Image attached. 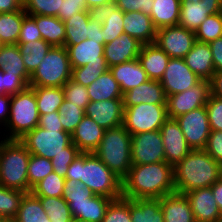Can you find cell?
Instances as JSON below:
<instances>
[{"label": "cell", "instance_id": "6da1fadb", "mask_svg": "<svg viewBox=\"0 0 222 222\" xmlns=\"http://www.w3.org/2000/svg\"><path fill=\"white\" fill-rule=\"evenodd\" d=\"M176 192L173 166L165 161L132 165L122 180V197L128 199H160Z\"/></svg>", "mask_w": 222, "mask_h": 222}, {"label": "cell", "instance_id": "7a4b0ae2", "mask_svg": "<svg viewBox=\"0 0 222 222\" xmlns=\"http://www.w3.org/2000/svg\"><path fill=\"white\" fill-rule=\"evenodd\" d=\"M65 179L82 182L95 195L114 200L122 197V180L94 153H80L68 166Z\"/></svg>", "mask_w": 222, "mask_h": 222}, {"label": "cell", "instance_id": "3957f363", "mask_svg": "<svg viewBox=\"0 0 222 222\" xmlns=\"http://www.w3.org/2000/svg\"><path fill=\"white\" fill-rule=\"evenodd\" d=\"M219 171L220 164L205 150H192L173 167L175 190L185 194L210 187L219 180Z\"/></svg>", "mask_w": 222, "mask_h": 222}, {"label": "cell", "instance_id": "277c9868", "mask_svg": "<svg viewBox=\"0 0 222 222\" xmlns=\"http://www.w3.org/2000/svg\"><path fill=\"white\" fill-rule=\"evenodd\" d=\"M31 153L19 140L0 141V184L30 193L28 163Z\"/></svg>", "mask_w": 222, "mask_h": 222}, {"label": "cell", "instance_id": "5b68a950", "mask_svg": "<svg viewBox=\"0 0 222 222\" xmlns=\"http://www.w3.org/2000/svg\"><path fill=\"white\" fill-rule=\"evenodd\" d=\"M94 154L123 180L132 167L131 134L123 125L105 130Z\"/></svg>", "mask_w": 222, "mask_h": 222}, {"label": "cell", "instance_id": "8992f818", "mask_svg": "<svg viewBox=\"0 0 222 222\" xmlns=\"http://www.w3.org/2000/svg\"><path fill=\"white\" fill-rule=\"evenodd\" d=\"M39 117L35 93L31 87L11 95L9 118L3 127L5 130L2 139L19 140L38 126Z\"/></svg>", "mask_w": 222, "mask_h": 222}, {"label": "cell", "instance_id": "52a82bcc", "mask_svg": "<svg viewBox=\"0 0 222 222\" xmlns=\"http://www.w3.org/2000/svg\"><path fill=\"white\" fill-rule=\"evenodd\" d=\"M72 78L67 49L52 46L36 71L31 75L29 87H63Z\"/></svg>", "mask_w": 222, "mask_h": 222}, {"label": "cell", "instance_id": "ba28073f", "mask_svg": "<svg viewBox=\"0 0 222 222\" xmlns=\"http://www.w3.org/2000/svg\"><path fill=\"white\" fill-rule=\"evenodd\" d=\"M19 141L32 155L52 159L60 154H68V146L72 143V137L64 130H46L36 126Z\"/></svg>", "mask_w": 222, "mask_h": 222}, {"label": "cell", "instance_id": "9c48e42d", "mask_svg": "<svg viewBox=\"0 0 222 222\" xmlns=\"http://www.w3.org/2000/svg\"><path fill=\"white\" fill-rule=\"evenodd\" d=\"M124 108L123 126L131 135L160 130L169 118L166 104L141 103Z\"/></svg>", "mask_w": 222, "mask_h": 222}, {"label": "cell", "instance_id": "30bf717a", "mask_svg": "<svg viewBox=\"0 0 222 222\" xmlns=\"http://www.w3.org/2000/svg\"><path fill=\"white\" fill-rule=\"evenodd\" d=\"M175 120L189 147L192 150H204L211 132L206 106L187 112Z\"/></svg>", "mask_w": 222, "mask_h": 222}, {"label": "cell", "instance_id": "8fae6325", "mask_svg": "<svg viewBox=\"0 0 222 222\" xmlns=\"http://www.w3.org/2000/svg\"><path fill=\"white\" fill-rule=\"evenodd\" d=\"M211 94V81L201 80L190 89L167 96L166 107L169 118L175 119L187 112L205 106Z\"/></svg>", "mask_w": 222, "mask_h": 222}, {"label": "cell", "instance_id": "7c38bea8", "mask_svg": "<svg viewBox=\"0 0 222 222\" xmlns=\"http://www.w3.org/2000/svg\"><path fill=\"white\" fill-rule=\"evenodd\" d=\"M132 165L165 161V152L160 130L131 135Z\"/></svg>", "mask_w": 222, "mask_h": 222}, {"label": "cell", "instance_id": "4fadbf2b", "mask_svg": "<svg viewBox=\"0 0 222 222\" xmlns=\"http://www.w3.org/2000/svg\"><path fill=\"white\" fill-rule=\"evenodd\" d=\"M195 41L194 31L175 25L158 29L155 44L170 58H184Z\"/></svg>", "mask_w": 222, "mask_h": 222}, {"label": "cell", "instance_id": "5bb4252c", "mask_svg": "<svg viewBox=\"0 0 222 222\" xmlns=\"http://www.w3.org/2000/svg\"><path fill=\"white\" fill-rule=\"evenodd\" d=\"M200 81L201 79L186 65L184 58H170L159 82L167 97L184 92Z\"/></svg>", "mask_w": 222, "mask_h": 222}, {"label": "cell", "instance_id": "9a60e30c", "mask_svg": "<svg viewBox=\"0 0 222 222\" xmlns=\"http://www.w3.org/2000/svg\"><path fill=\"white\" fill-rule=\"evenodd\" d=\"M91 20L102 24L104 45L112 42L124 33V12L114 1L88 9Z\"/></svg>", "mask_w": 222, "mask_h": 222}, {"label": "cell", "instance_id": "2e32d148", "mask_svg": "<svg viewBox=\"0 0 222 222\" xmlns=\"http://www.w3.org/2000/svg\"><path fill=\"white\" fill-rule=\"evenodd\" d=\"M160 134L164 146L165 162L173 167L192 151L175 119L168 118L161 126Z\"/></svg>", "mask_w": 222, "mask_h": 222}, {"label": "cell", "instance_id": "e0dca14e", "mask_svg": "<svg viewBox=\"0 0 222 222\" xmlns=\"http://www.w3.org/2000/svg\"><path fill=\"white\" fill-rule=\"evenodd\" d=\"M123 99L89 102L85 115L93 119L105 130L123 125L124 118Z\"/></svg>", "mask_w": 222, "mask_h": 222}, {"label": "cell", "instance_id": "ac0fdd59", "mask_svg": "<svg viewBox=\"0 0 222 222\" xmlns=\"http://www.w3.org/2000/svg\"><path fill=\"white\" fill-rule=\"evenodd\" d=\"M196 222H221L222 213L213 196L211 186L185 193Z\"/></svg>", "mask_w": 222, "mask_h": 222}, {"label": "cell", "instance_id": "d6986e66", "mask_svg": "<svg viewBox=\"0 0 222 222\" xmlns=\"http://www.w3.org/2000/svg\"><path fill=\"white\" fill-rule=\"evenodd\" d=\"M142 45V43L127 33H122L121 36L112 42L105 44L104 58L108 68L138 59Z\"/></svg>", "mask_w": 222, "mask_h": 222}, {"label": "cell", "instance_id": "ffe728a7", "mask_svg": "<svg viewBox=\"0 0 222 222\" xmlns=\"http://www.w3.org/2000/svg\"><path fill=\"white\" fill-rule=\"evenodd\" d=\"M186 65L201 80L211 81L215 74L213 56L208 43L195 41L192 49L184 57Z\"/></svg>", "mask_w": 222, "mask_h": 222}, {"label": "cell", "instance_id": "44dd1931", "mask_svg": "<svg viewBox=\"0 0 222 222\" xmlns=\"http://www.w3.org/2000/svg\"><path fill=\"white\" fill-rule=\"evenodd\" d=\"M105 129L93 119L84 115L81 122L71 134L72 143L81 153H94L103 138Z\"/></svg>", "mask_w": 222, "mask_h": 222}, {"label": "cell", "instance_id": "7402d4cb", "mask_svg": "<svg viewBox=\"0 0 222 222\" xmlns=\"http://www.w3.org/2000/svg\"><path fill=\"white\" fill-rule=\"evenodd\" d=\"M124 107L136 106L141 103L166 104L167 97L159 81L151 80L142 83L123 93Z\"/></svg>", "mask_w": 222, "mask_h": 222}, {"label": "cell", "instance_id": "603a6c76", "mask_svg": "<svg viewBox=\"0 0 222 222\" xmlns=\"http://www.w3.org/2000/svg\"><path fill=\"white\" fill-rule=\"evenodd\" d=\"M67 49L71 68H78L89 63H106L104 44L99 40L85 39L77 45L64 46Z\"/></svg>", "mask_w": 222, "mask_h": 222}, {"label": "cell", "instance_id": "cb8c5ba5", "mask_svg": "<svg viewBox=\"0 0 222 222\" xmlns=\"http://www.w3.org/2000/svg\"><path fill=\"white\" fill-rule=\"evenodd\" d=\"M124 33L137 39L140 43H155L157 29L153 25L150 15L143 12L124 13Z\"/></svg>", "mask_w": 222, "mask_h": 222}, {"label": "cell", "instance_id": "d4e9b609", "mask_svg": "<svg viewBox=\"0 0 222 222\" xmlns=\"http://www.w3.org/2000/svg\"><path fill=\"white\" fill-rule=\"evenodd\" d=\"M164 222H196L185 194L173 192L160 198Z\"/></svg>", "mask_w": 222, "mask_h": 222}, {"label": "cell", "instance_id": "484cf974", "mask_svg": "<svg viewBox=\"0 0 222 222\" xmlns=\"http://www.w3.org/2000/svg\"><path fill=\"white\" fill-rule=\"evenodd\" d=\"M169 59L170 57L155 43L142 45L138 55L148 78L155 81L161 80Z\"/></svg>", "mask_w": 222, "mask_h": 222}, {"label": "cell", "instance_id": "4316f807", "mask_svg": "<svg viewBox=\"0 0 222 222\" xmlns=\"http://www.w3.org/2000/svg\"><path fill=\"white\" fill-rule=\"evenodd\" d=\"M113 78L118 82L122 93L139 87L149 80L138 59L117 64L109 68Z\"/></svg>", "mask_w": 222, "mask_h": 222}, {"label": "cell", "instance_id": "83f0119b", "mask_svg": "<svg viewBox=\"0 0 222 222\" xmlns=\"http://www.w3.org/2000/svg\"><path fill=\"white\" fill-rule=\"evenodd\" d=\"M114 199L95 195L89 201L81 203H68L73 219L102 222L109 204Z\"/></svg>", "mask_w": 222, "mask_h": 222}, {"label": "cell", "instance_id": "f1b7e54d", "mask_svg": "<svg viewBox=\"0 0 222 222\" xmlns=\"http://www.w3.org/2000/svg\"><path fill=\"white\" fill-rule=\"evenodd\" d=\"M180 8L181 0H154L150 17L155 28L178 25Z\"/></svg>", "mask_w": 222, "mask_h": 222}, {"label": "cell", "instance_id": "f546056e", "mask_svg": "<svg viewBox=\"0 0 222 222\" xmlns=\"http://www.w3.org/2000/svg\"><path fill=\"white\" fill-rule=\"evenodd\" d=\"M87 92L91 102L122 99L123 97L120 86L109 69L87 87Z\"/></svg>", "mask_w": 222, "mask_h": 222}, {"label": "cell", "instance_id": "4dcf8cb0", "mask_svg": "<svg viewBox=\"0 0 222 222\" xmlns=\"http://www.w3.org/2000/svg\"><path fill=\"white\" fill-rule=\"evenodd\" d=\"M39 29L42 40L52 46H64L66 29L64 22L58 17L33 15L31 16Z\"/></svg>", "mask_w": 222, "mask_h": 222}, {"label": "cell", "instance_id": "1f68e13d", "mask_svg": "<svg viewBox=\"0 0 222 222\" xmlns=\"http://www.w3.org/2000/svg\"><path fill=\"white\" fill-rule=\"evenodd\" d=\"M132 222H164L160 199H130Z\"/></svg>", "mask_w": 222, "mask_h": 222}, {"label": "cell", "instance_id": "d6a6232c", "mask_svg": "<svg viewBox=\"0 0 222 222\" xmlns=\"http://www.w3.org/2000/svg\"><path fill=\"white\" fill-rule=\"evenodd\" d=\"M26 12L0 13V45L17 44Z\"/></svg>", "mask_w": 222, "mask_h": 222}, {"label": "cell", "instance_id": "836d02e7", "mask_svg": "<svg viewBox=\"0 0 222 222\" xmlns=\"http://www.w3.org/2000/svg\"><path fill=\"white\" fill-rule=\"evenodd\" d=\"M89 13L78 12L64 21L66 36L64 46L77 45L89 36Z\"/></svg>", "mask_w": 222, "mask_h": 222}, {"label": "cell", "instance_id": "e575fe53", "mask_svg": "<svg viewBox=\"0 0 222 222\" xmlns=\"http://www.w3.org/2000/svg\"><path fill=\"white\" fill-rule=\"evenodd\" d=\"M34 90L39 115L58 111L65 97L62 87H31Z\"/></svg>", "mask_w": 222, "mask_h": 222}, {"label": "cell", "instance_id": "d590c367", "mask_svg": "<svg viewBox=\"0 0 222 222\" xmlns=\"http://www.w3.org/2000/svg\"><path fill=\"white\" fill-rule=\"evenodd\" d=\"M17 45L24 60L25 68L30 75L36 71L40 62L52 48L51 44L42 39Z\"/></svg>", "mask_w": 222, "mask_h": 222}, {"label": "cell", "instance_id": "8d00e7d4", "mask_svg": "<svg viewBox=\"0 0 222 222\" xmlns=\"http://www.w3.org/2000/svg\"><path fill=\"white\" fill-rule=\"evenodd\" d=\"M47 214L40 199L31 192L26 193L21 200L14 222H47Z\"/></svg>", "mask_w": 222, "mask_h": 222}, {"label": "cell", "instance_id": "74e56055", "mask_svg": "<svg viewBox=\"0 0 222 222\" xmlns=\"http://www.w3.org/2000/svg\"><path fill=\"white\" fill-rule=\"evenodd\" d=\"M0 70L14 75H30L17 44L0 45Z\"/></svg>", "mask_w": 222, "mask_h": 222}, {"label": "cell", "instance_id": "f35d334b", "mask_svg": "<svg viewBox=\"0 0 222 222\" xmlns=\"http://www.w3.org/2000/svg\"><path fill=\"white\" fill-rule=\"evenodd\" d=\"M52 222H72L73 216L63 197H38Z\"/></svg>", "mask_w": 222, "mask_h": 222}, {"label": "cell", "instance_id": "ab89813d", "mask_svg": "<svg viewBox=\"0 0 222 222\" xmlns=\"http://www.w3.org/2000/svg\"><path fill=\"white\" fill-rule=\"evenodd\" d=\"M26 193L0 184V219L13 220Z\"/></svg>", "mask_w": 222, "mask_h": 222}, {"label": "cell", "instance_id": "60d3db41", "mask_svg": "<svg viewBox=\"0 0 222 222\" xmlns=\"http://www.w3.org/2000/svg\"><path fill=\"white\" fill-rule=\"evenodd\" d=\"M65 180L53 171L37 183L31 193L36 197H62Z\"/></svg>", "mask_w": 222, "mask_h": 222}, {"label": "cell", "instance_id": "b9f144b4", "mask_svg": "<svg viewBox=\"0 0 222 222\" xmlns=\"http://www.w3.org/2000/svg\"><path fill=\"white\" fill-rule=\"evenodd\" d=\"M222 37V12L209 15L195 31L197 41L210 43Z\"/></svg>", "mask_w": 222, "mask_h": 222}, {"label": "cell", "instance_id": "7bdbcfd3", "mask_svg": "<svg viewBox=\"0 0 222 222\" xmlns=\"http://www.w3.org/2000/svg\"><path fill=\"white\" fill-rule=\"evenodd\" d=\"M58 112L60 114V122L64 131L70 134L75 131L76 127L85 115V109L77 107L66 99H64L62 105L59 107Z\"/></svg>", "mask_w": 222, "mask_h": 222}, {"label": "cell", "instance_id": "ee69618b", "mask_svg": "<svg viewBox=\"0 0 222 222\" xmlns=\"http://www.w3.org/2000/svg\"><path fill=\"white\" fill-rule=\"evenodd\" d=\"M51 172H53L51 159L31 154L27 173L31 189Z\"/></svg>", "mask_w": 222, "mask_h": 222}, {"label": "cell", "instance_id": "f6af8a7d", "mask_svg": "<svg viewBox=\"0 0 222 222\" xmlns=\"http://www.w3.org/2000/svg\"><path fill=\"white\" fill-rule=\"evenodd\" d=\"M106 63H89L82 67L72 69V79L81 85L88 87L108 70Z\"/></svg>", "mask_w": 222, "mask_h": 222}, {"label": "cell", "instance_id": "bcb514c9", "mask_svg": "<svg viewBox=\"0 0 222 222\" xmlns=\"http://www.w3.org/2000/svg\"><path fill=\"white\" fill-rule=\"evenodd\" d=\"M63 0H23V10L27 15L54 16L61 10Z\"/></svg>", "mask_w": 222, "mask_h": 222}, {"label": "cell", "instance_id": "7dc6e473", "mask_svg": "<svg viewBox=\"0 0 222 222\" xmlns=\"http://www.w3.org/2000/svg\"><path fill=\"white\" fill-rule=\"evenodd\" d=\"M31 75H14L0 70V94L14 95L29 86Z\"/></svg>", "mask_w": 222, "mask_h": 222}, {"label": "cell", "instance_id": "c3c4849f", "mask_svg": "<svg viewBox=\"0 0 222 222\" xmlns=\"http://www.w3.org/2000/svg\"><path fill=\"white\" fill-rule=\"evenodd\" d=\"M95 194L82 182L66 179L62 197L67 203H81L89 201Z\"/></svg>", "mask_w": 222, "mask_h": 222}, {"label": "cell", "instance_id": "681fc988", "mask_svg": "<svg viewBox=\"0 0 222 222\" xmlns=\"http://www.w3.org/2000/svg\"><path fill=\"white\" fill-rule=\"evenodd\" d=\"M102 222H132L130 199L121 197L113 200L109 204Z\"/></svg>", "mask_w": 222, "mask_h": 222}, {"label": "cell", "instance_id": "f907efd6", "mask_svg": "<svg viewBox=\"0 0 222 222\" xmlns=\"http://www.w3.org/2000/svg\"><path fill=\"white\" fill-rule=\"evenodd\" d=\"M209 15V9H202L199 7L180 8L178 25L195 32Z\"/></svg>", "mask_w": 222, "mask_h": 222}, {"label": "cell", "instance_id": "816d5d0a", "mask_svg": "<svg viewBox=\"0 0 222 222\" xmlns=\"http://www.w3.org/2000/svg\"><path fill=\"white\" fill-rule=\"evenodd\" d=\"M64 97L70 103L81 109H86L90 102L87 87L75 82L72 78L62 87Z\"/></svg>", "mask_w": 222, "mask_h": 222}, {"label": "cell", "instance_id": "f5cc1de1", "mask_svg": "<svg viewBox=\"0 0 222 222\" xmlns=\"http://www.w3.org/2000/svg\"><path fill=\"white\" fill-rule=\"evenodd\" d=\"M205 106L210 129L222 131V99L210 94Z\"/></svg>", "mask_w": 222, "mask_h": 222}, {"label": "cell", "instance_id": "db71d44e", "mask_svg": "<svg viewBox=\"0 0 222 222\" xmlns=\"http://www.w3.org/2000/svg\"><path fill=\"white\" fill-rule=\"evenodd\" d=\"M81 152L79 149L71 143L68 146V154H60L57 156H54L51 159L53 171L56 172L59 176L65 177L68 166L75 160V158L80 154Z\"/></svg>", "mask_w": 222, "mask_h": 222}, {"label": "cell", "instance_id": "11a10c76", "mask_svg": "<svg viewBox=\"0 0 222 222\" xmlns=\"http://www.w3.org/2000/svg\"><path fill=\"white\" fill-rule=\"evenodd\" d=\"M42 36L39 29L36 26L35 20L26 15L23 18V22L21 25L20 35L17 41V44L29 43L37 40H41Z\"/></svg>", "mask_w": 222, "mask_h": 222}, {"label": "cell", "instance_id": "9f6ffc18", "mask_svg": "<svg viewBox=\"0 0 222 222\" xmlns=\"http://www.w3.org/2000/svg\"><path fill=\"white\" fill-rule=\"evenodd\" d=\"M117 7L124 13L143 12L151 15L154 0H114Z\"/></svg>", "mask_w": 222, "mask_h": 222}, {"label": "cell", "instance_id": "6f0895ef", "mask_svg": "<svg viewBox=\"0 0 222 222\" xmlns=\"http://www.w3.org/2000/svg\"><path fill=\"white\" fill-rule=\"evenodd\" d=\"M82 11H88L86 0H63L61 10L58 11L56 17L64 22L72 15Z\"/></svg>", "mask_w": 222, "mask_h": 222}, {"label": "cell", "instance_id": "680465c9", "mask_svg": "<svg viewBox=\"0 0 222 222\" xmlns=\"http://www.w3.org/2000/svg\"><path fill=\"white\" fill-rule=\"evenodd\" d=\"M204 150L219 164L222 163V131L211 130Z\"/></svg>", "mask_w": 222, "mask_h": 222}, {"label": "cell", "instance_id": "91938a15", "mask_svg": "<svg viewBox=\"0 0 222 222\" xmlns=\"http://www.w3.org/2000/svg\"><path fill=\"white\" fill-rule=\"evenodd\" d=\"M188 7L209 9V14L213 15L222 12V0H181V8Z\"/></svg>", "mask_w": 222, "mask_h": 222}, {"label": "cell", "instance_id": "94428289", "mask_svg": "<svg viewBox=\"0 0 222 222\" xmlns=\"http://www.w3.org/2000/svg\"><path fill=\"white\" fill-rule=\"evenodd\" d=\"M38 126L46 130H64L60 122V114L58 111L40 115Z\"/></svg>", "mask_w": 222, "mask_h": 222}, {"label": "cell", "instance_id": "6125c7cd", "mask_svg": "<svg viewBox=\"0 0 222 222\" xmlns=\"http://www.w3.org/2000/svg\"><path fill=\"white\" fill-rule=\"evenodd\" d=\"M213 56L215 72L222 71V37L209 43Z\"/></svg>", "mask_w": 222, "mask_h": 222}, {"label": "cell", "instance_id": "be15d7a7", "mask_svg": "<svg viewBox=\"0 0 222 222\" xmlns=\"http://www.w3.org/2000/svg\"><path fill=\"white\" fill-rule=\"evenodd\" d=\"M11 95L0 94V126H6L9 118Z\"/></svg>", "mask_w": 222, "mask_h": 222}, {"label": "cell", "instance_id": "e7e4bbea", "mask_svg": "<svg viewBox=\"0 0 222 222\" xmlns=\"http://www.w3.org/2000/svg\"><path fill=\"white\" fill-rule=\"evenodd\" d=\"M23 9V0H0V13L16 12Z\"/></svg>", "mask_w": 222, "mask_h": 222}, {"label": "cell", "instance_id": "03108f58", "mask_svg": "<svg viewBox=\"0 0 222 222\" xmlns=\"http://www.w3.org/2000/svg\"><path fill=\"white\" fill-rule=\"evenodd\" d=\"M87 39L99 40V43L104 44L102 24L89 19V36H87Z\"/></svg>", "mask_w": 222, "mask_h": 222}, {"label": "cell", "instance_id": "003e7915", "mask_svg": "<svg viewBox=\"0 0 222 222\" xmlns=\"http://www.w3.org/2000/svg\"><path fill=\"white\" fill-rule=\"evenodd\" d=\"M211 94L222 99V71L215 72L211 80Z\"/></svg>", "mask_w": 222, "mask_h": 222}, {"label": "cell", "instance_id": "a7ac6f4b", "mask_svg": "<svg viewBox=\"0 0 222 222\" xmlns=\"http://www.w3.org/2000/svg\"><path fill=\"white\" fill-rule=\"evenodd\" d=\"M213 196L217 202L218 208L222 213V180L219 179L211 185Z\"/></svg>", "mask_w": 222, "mask_h": 222}, {"label": "cell", "instance_id": "89a4df30", "mask_svg": "<svg viewBox=\"0 0 222 222\" xmlns=\"http://www.w3.org/2000/svg\"><path fill=\"white\" fill-rule=\"evenodd\" d=\"M114 0H86L87 8L90 9L91 7L104 5L110 3Z\"/></svg>", "mask_w": 222, "mask_h": 222}, {"label": "cell", "instance_id": "2644e50d", "mask_svg": "<svg viewBox=\"0 0 222 222\" xmlns=\"http://www.w3.org/2000/svg\"><path fill=\"white\" fill-rule=\"evenodd\" d=\"M72 222H90L88 220H81V219H73Z\"/></svg>", "mask_w": 222, "mask_h": 222}, {"label": "cell", "instance_id": "8c879c8a", "mask_svg": "<svg viewBox=\"0 0 222 222\" xmlns=\"http://www.w3.org/2000/svg\"><path fill=\"white\" fill-rule=\"evenodd\" d=\"M219 179L222 180V163L220 164Z\"/></svg>", "mask_w": 222, "mask_h": 222}, {"label": "cell", "instance_id": "753ad0ef", "mask_svg": "<svg viewBox=\"0 0 222 222\" xmlns=\"http://www.w3.org/2000/svg\"><path fill=\"white\" fill-rule=\"evenodd\" d=\"M0 222H14V221L10 219H0Z\"/></svg>", "mask_w": 222, "mask_h": 222}]
</instances>
